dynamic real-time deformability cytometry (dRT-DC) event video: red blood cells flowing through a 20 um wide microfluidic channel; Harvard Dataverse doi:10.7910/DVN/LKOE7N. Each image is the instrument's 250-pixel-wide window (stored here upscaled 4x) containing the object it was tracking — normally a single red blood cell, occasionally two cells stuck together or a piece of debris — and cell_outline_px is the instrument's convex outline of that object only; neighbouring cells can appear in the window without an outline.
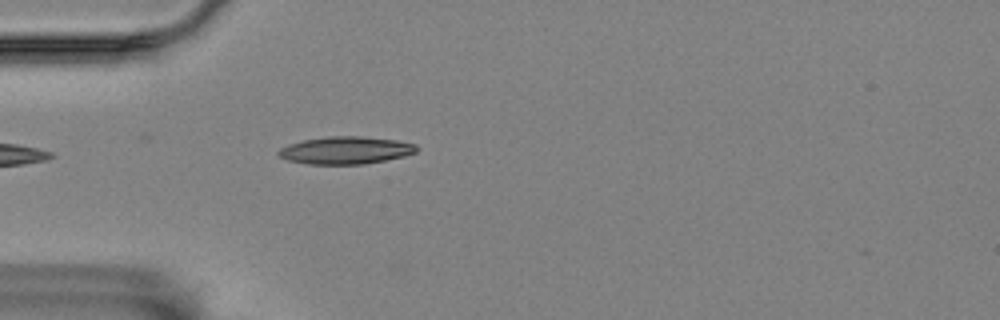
{"species": "Egyptian fruit bat (a non-hibernating species)", "species_latin": "Rousettus aegyptiacus", "temperature_condition": "room temperature", "stored_images_in_passage": 1, "camera_frame_rate_fps": 3000, "um_per_image_px": 0.085, "animal": {"sex": "female"}, "frame": {"image": 1, "passage_image": 1, "time_ms": 0.0, "image_size_px": [1000, 320], "cell_outline_px": [[420, 148], [416, 152], [404, 156], [364, 164], [308, 164], [288, 160], [280, 156], [276, 152], [280, 148], [288, 144], [304, 140], [328, 136], [360, 136], [396, 140], [416, 144]], "centroid_in_image_um": [29.39, 12.77], "position_along_channel_um": 55.6, "area_um2": 22.08}}